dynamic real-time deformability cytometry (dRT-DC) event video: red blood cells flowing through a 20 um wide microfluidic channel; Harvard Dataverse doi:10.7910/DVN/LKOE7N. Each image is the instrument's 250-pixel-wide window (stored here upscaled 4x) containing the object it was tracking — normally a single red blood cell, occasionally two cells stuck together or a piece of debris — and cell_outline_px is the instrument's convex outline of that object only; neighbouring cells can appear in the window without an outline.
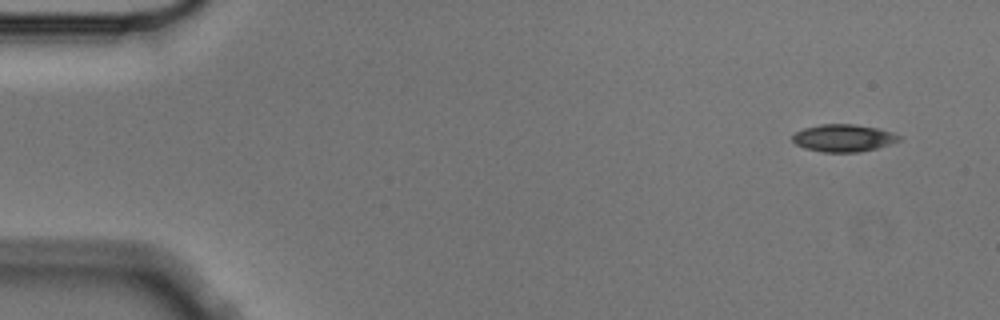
{"species": "Egyptian fruit bat (a non-hibernating species)", "species_latin": "Rousettus aegyptiacus", "temperature_condition": "cold", "stored_images_in_passage": 7, "camera_frame_rate_fps": 3000, "um_per_image_px": 0.085, "animal": {"sex": "male"}, "frame": {"image": 1, "passage_image": 1, "time_ms": 0.0, "image_size_px": [1000, 320], "cell_outline_px": [[900, 140], [876, 148], [860, 152], [824, 152], [804, 148], [796, 144], [792, 140], [792, 136], [796, 132], [804, 128], [820, 124], [852, 124], [876, 128], [892, 132], [900, 136]], "centroid_in_image_um": [71.66, 11.73], "position_along_channel_um": 13.3, "area_um2": 16.82}}
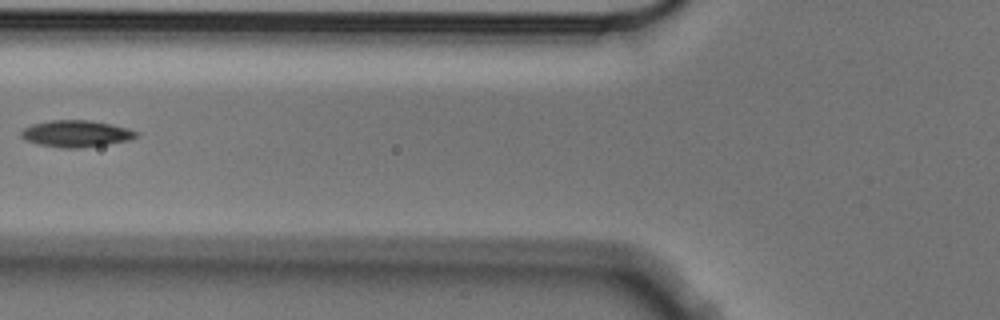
{"frame": {"image": 2, "passage_image": 6, "time_ms": 1.667, "image_size_px": [1000, 320], "cell_outline_px": [[140, 136], [132, 140], [108, 144], [80, 148], [60, 148], [40, 144], [24, 140], [20, 136], [20, 132], [24, 128], [32, 124], [52, 120], [88, 120], [128, 128], [140, 132]], "centroid_in_image_um": [6.5, 11.37], "position_along_channel_um": 119.3, "area_um2": 18.03}}
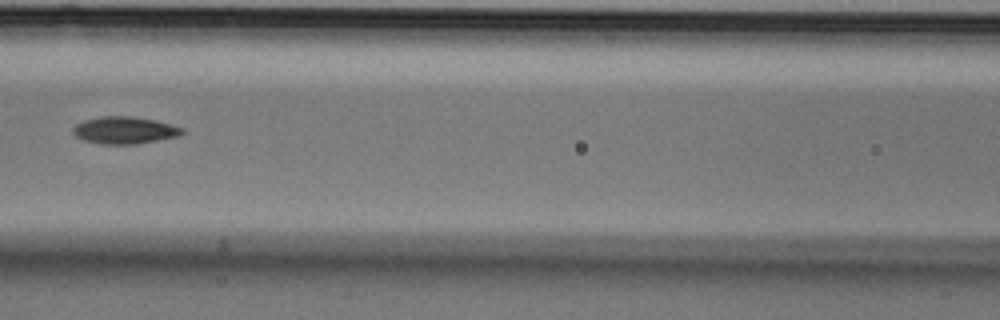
{"frame": {"image": 3, "passage_image": 7, "time_ms": 2.0, "image_size_px": [1000, 320], "cell_outline_px": [[184, 132], [180, 136], [136, 144], [100, 144], [84, 140], [76, 136], [72, 132], [72, 128], [76, 124], [84, 120], [100, 116], [132, 116], [156, 120], [184, 128]], "centroid_in_image_um": [10.59, 11.06], "position_along_channel_um": 156.0, "area_um2": 17.4}}